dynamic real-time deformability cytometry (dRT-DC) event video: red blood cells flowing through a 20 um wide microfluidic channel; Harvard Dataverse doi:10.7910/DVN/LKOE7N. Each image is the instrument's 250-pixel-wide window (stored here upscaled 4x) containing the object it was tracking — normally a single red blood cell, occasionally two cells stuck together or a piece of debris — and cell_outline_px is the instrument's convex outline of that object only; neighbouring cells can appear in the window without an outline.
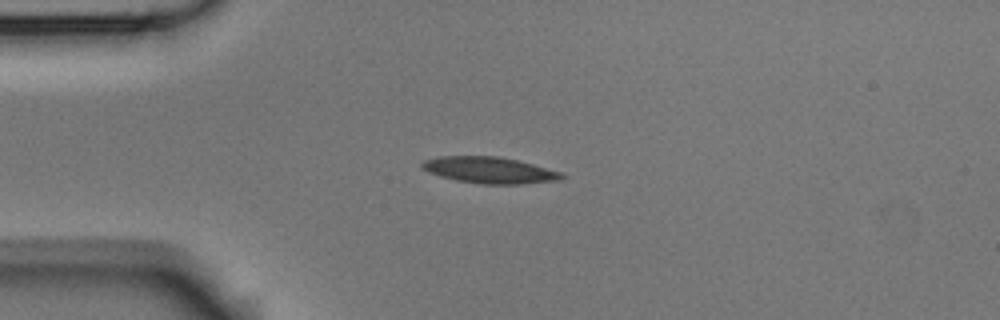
{"species": "Egyptian fruit bat (a non-hibernating species)", "species_latin": "Rousettus aegyptiacus", "temperature_condition": "room temperature", "stored_images_in_passage": 41, "camera_frame_rate_fps": 3000, "um_per_image_px": 0.085, "animal": {"sex": "male"}, "frame": {"image": 1, "passage_image": 1, "time_ms": 0.0, "image_size_px": [1000, 320], "cell_outline_px": [[568, 176], [560, 180], [520, 184], [484, 184], [456, 180], [440, 176], [428, 172], [420, 164], [424, 160], [440, 156], [500, 156], [564, 172]], "centroid_in_image_um": [41.66, 14.46], "position_along_channel_um": 43.3, "area_um2": 21.5}}
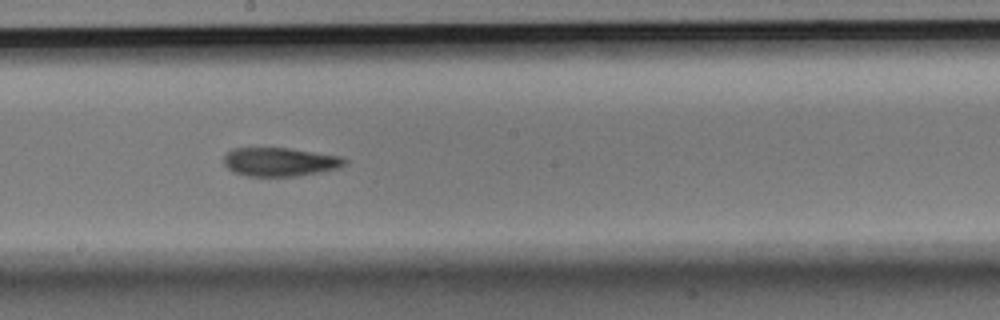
{"frame": {"image": 2, "passage_image": 17, "time_ms": 5.333, "image_size_px": [1000, 320], "cell_outline_px": [[348, 164], [340, 168], [320, 172], [296, 176], [248, 176], [236, 172], [228, 168], [224, 164], [224, 156], [232, 148], [288, 148], [340, 156], [348, 160]], "centroid_in_image_um": [23.84, 13.76], "position_along_channel_um": 224.4, "area_um2": 20.17}}
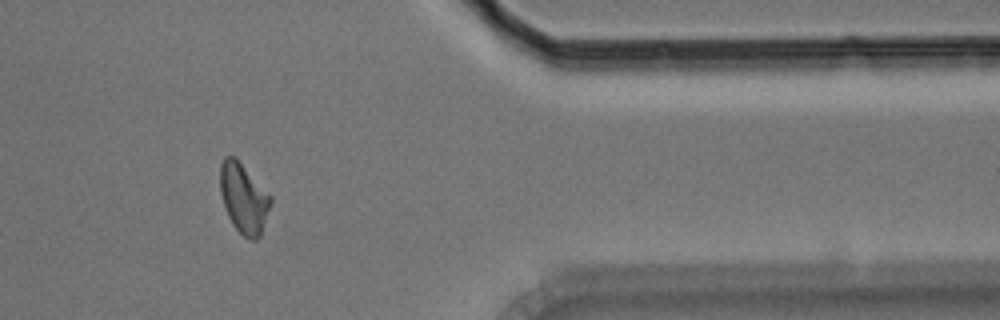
{"frame": {"image": 3, "passage_image": 32, "time_ms": 10.333, "image_size_px": [1000, 320], "cell_outline_px": [[272, 200], [260, 236], [256, 240], [252, 240], [244, 236], [232, 224], [224, 208], [220, 192], [220, 164], [224, 156], [236, 156], [272, 196]], "centroid_in_image_um": [20.7, 16.81], "position_along_channel_um": 390.7, "area_um2": 20.75}, "authors_computed_cell_mechanics": {"area_um2": 20.519, "velocity_mm_per_s": 3.7562, "shape_relaxation_time_tau1_ms": 7.6156, "shape_relaxation_time_tau2_ms": 6.0256, "deformation_change_tau1": 0.2086, "deformation_change_tau2": 0.1472}}